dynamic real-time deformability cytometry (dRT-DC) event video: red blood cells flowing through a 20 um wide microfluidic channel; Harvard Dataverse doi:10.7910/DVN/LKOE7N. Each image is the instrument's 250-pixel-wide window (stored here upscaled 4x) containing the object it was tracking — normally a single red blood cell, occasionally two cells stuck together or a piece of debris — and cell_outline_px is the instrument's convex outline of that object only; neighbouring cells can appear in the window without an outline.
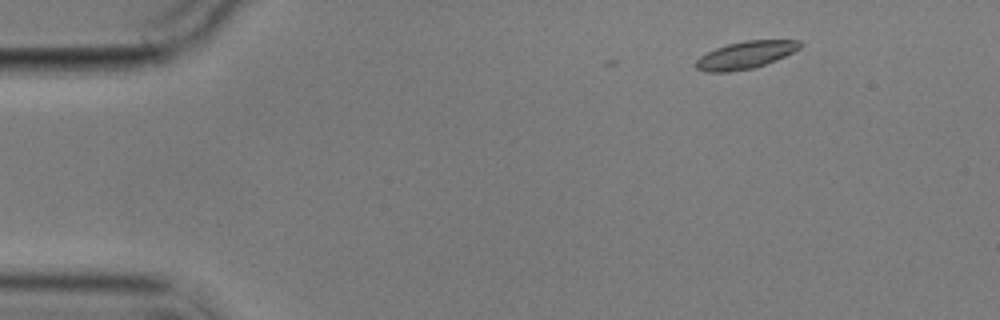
{"species": "common noctule bat (a hibernating species)", "species_latin": "Nyctalus noctula", "temperature_condition": "cold", "stored_images_in_passage": 2, "camera_frame_rate_fps": 3000, "um_per_image_px": 0.085, "animal": {"sex": "male", "body_mass_g": 17.9}, "frame": {"image": 1, "passage_image": 2, "time_ms": 1.333, "image_size_px": [1000, 320], "cell_outline_px": [[804, 44], [800, 48], [776, 60], [752, 68], [728, 72], [704, 72], [696, 68], [696, 60], [700, 56], [716, 48], [728, 44], [744, 40], [800, 40]], "centroid_in_image_um": [63.37, 4.67], "position_along_channel_um": 21.6, "area_um2": 16.53}}